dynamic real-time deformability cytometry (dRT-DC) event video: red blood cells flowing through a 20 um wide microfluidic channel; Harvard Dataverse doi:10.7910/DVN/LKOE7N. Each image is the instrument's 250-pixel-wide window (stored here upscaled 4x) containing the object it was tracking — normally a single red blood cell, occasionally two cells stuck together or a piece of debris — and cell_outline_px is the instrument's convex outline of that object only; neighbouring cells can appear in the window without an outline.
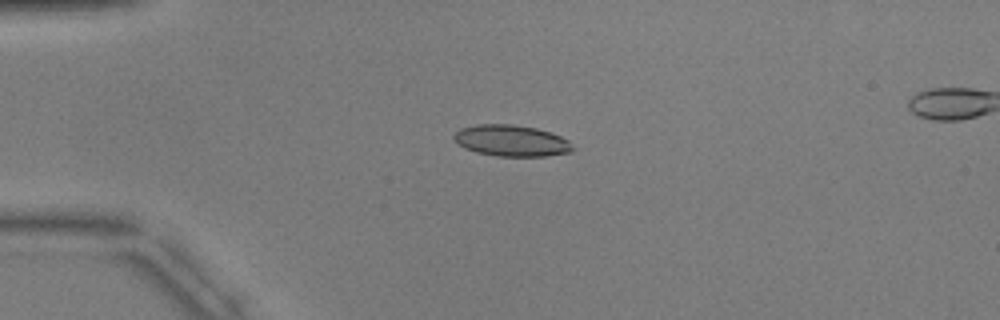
{"species": "common noctule bat (a hibernating species)", "species_latin": "Nyctalus noctula", "temperature_condition": "warm", "stored_images_in_passage": 6, "camera_frame_rate_fps": 3000, "um_per_image_px": 0.085, "animal": {"sex": "male", "body_mass_g": 17.9, "forearm_length_mm": 54.2}, "frame": {"image": 1, "passage_image": 4, "time_ms": 3.333, "image_size_px": [1000, 320], "cell_outline_px": [[576, 148], [572, 152], [544, 156], [496, 156], [476, 152], [464, 148], [456, 144], [452, 136], [460, 128], [476, 124], [512, 124], [536, 128], [552, 132], [568, 140]], "centroid_in_image_um": [43.46, 11.95], "position_along_channel_um": 41.5, "area_um2": 21.96}}
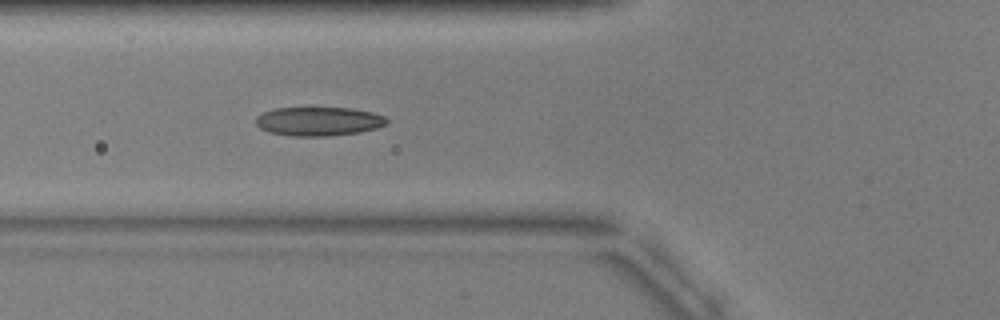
{"frame": {"image": 2, "passage_image": 6, "time_ms": 5.667, "image_size_px": [1000, 320], "cell_outline_px": [[388, 124], [376, 128], [360, 132], [328, 136], [292, 136], [268, 132], [260, 128], [256, 124], [256, 116], [264, 112], [276, 108], [352, 108], [372, 112], [384, 116], [388, 120]], "centroid_in_image_um": [27.09, 10.32], "position_along_channel_um": 98.7, "area_um2": 22.08}}